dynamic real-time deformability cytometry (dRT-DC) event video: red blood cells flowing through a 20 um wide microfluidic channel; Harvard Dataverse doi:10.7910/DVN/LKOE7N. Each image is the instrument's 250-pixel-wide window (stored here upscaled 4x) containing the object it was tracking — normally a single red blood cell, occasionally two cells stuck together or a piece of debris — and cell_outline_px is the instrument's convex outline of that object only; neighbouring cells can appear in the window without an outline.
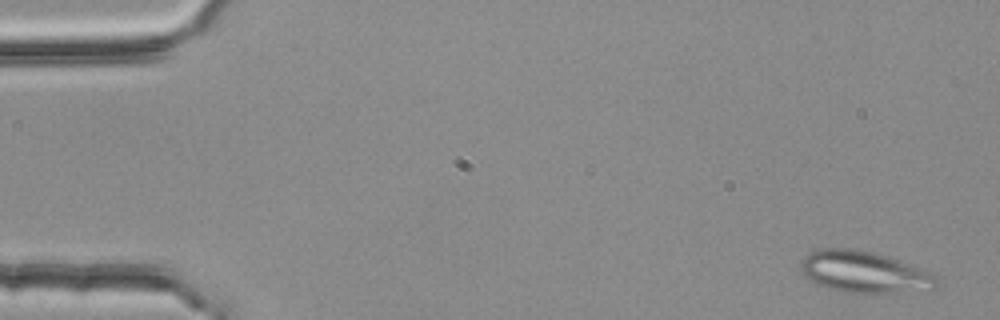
{"species": "common noctule bat (a hibernating species)", "species_latin": "Nyctalus noctula", "temperature_condition": "room temperature", "stored_images_in_passage": 5, "segment_of_instrument_passage": [1, 2], "camera_frame_rate_fps": 3000, "um_per_image_px": 0.085, "animal": {"sex": "female", "body_mass_g": 25.1}, "frame": {"image": 1, "passage_image": 1, "time_ms": 0.0, "image_size_px": [1000, 320], "cell_outline_px": [[940, 280], [932, 288], [896, 292], [844, 292], [828, 288], [816, 284], [804, 276], [800, 272], [800, 260], [804, 256], [812, 252], [824, 248], [852, 248], [876, 252], [936, 272]], "centroid_in_image_um": [73.46, 23.09], "position_along_channel_um": 11.5, "area_um2": 33.18}}
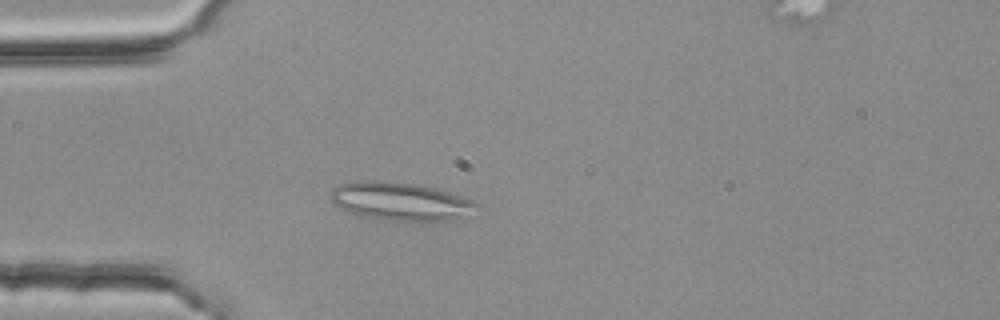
{"frame": {"image": 2, "passage_image": 4, "time_ms": 1.0, "image_size_px": [1000, 320], "cell_outline_px": [[480, 204], [464, 216], [452, 220], [396, 220], [360, 216], [340, 208], [332, 204], [332, 188], [340, 184], [356, 180], [376, 180], [416, 184], [436, 188], [472, 200]], "centroid_in_image_um": [33.99, 17.09], "position_along_channel_um": 51.0, "area_um2": 32.02}}